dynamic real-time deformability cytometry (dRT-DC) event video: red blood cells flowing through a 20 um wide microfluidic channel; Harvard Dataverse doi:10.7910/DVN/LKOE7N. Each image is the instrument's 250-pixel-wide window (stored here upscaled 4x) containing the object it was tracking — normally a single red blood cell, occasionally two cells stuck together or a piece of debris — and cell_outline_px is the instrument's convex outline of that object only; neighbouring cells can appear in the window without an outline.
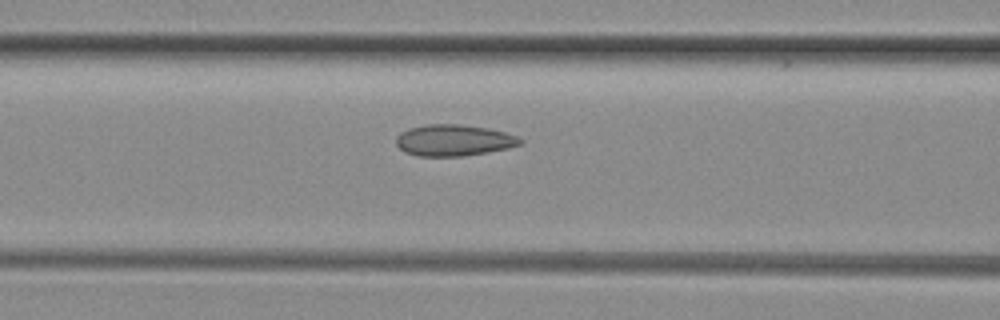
{"species": "common noctule bat (a hibernating species)", "species_latin": "Nyctalus noctula", "temperature_condition": "room temperature", "stored_images_in_passage": 6, "segment_of_instrument_passage": [1, 2], "camera_frame_rate_fps": 3000, "um_per_image_px": 0.085, "animal": {"sex": "female", "body_mass_g": 29.2, "forearm_length_mm": 56.3}, "frame": {"image": 1, "passage_image": 5, "time_ms": 1.333, "image_size_px": [1000, 320], "cell_outline_px": [[524, 144], [508, 148], [460, 156], [416, 156], [404, 152], [396, 144], [396, 136], [400, 132], [408, 128], [424, 124], [460, 124], [488, 128], [504, 132], [516, 136], [524, 140]], "centroid_in_image_um": [38.54, 11.91], "position_along_channel_um": 128.1, "area_um2": 22.77}}